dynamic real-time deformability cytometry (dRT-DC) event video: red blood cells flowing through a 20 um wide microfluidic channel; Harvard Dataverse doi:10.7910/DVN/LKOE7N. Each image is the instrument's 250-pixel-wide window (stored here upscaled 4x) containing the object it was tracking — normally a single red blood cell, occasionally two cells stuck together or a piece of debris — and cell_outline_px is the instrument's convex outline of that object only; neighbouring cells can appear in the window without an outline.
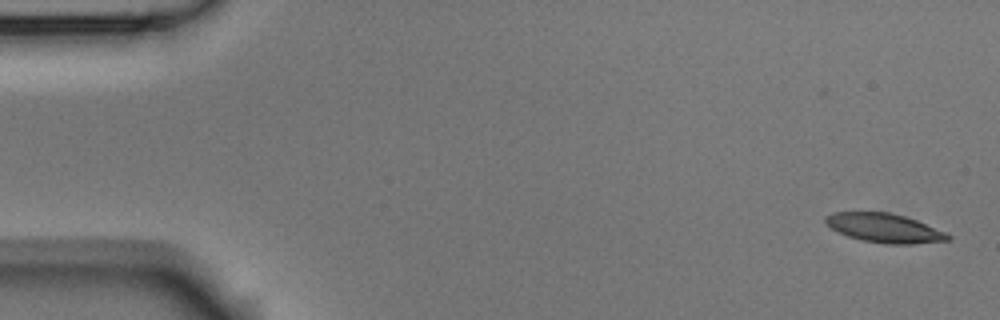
{"species": "Egyptian fruit bat (a non-hibernating species)", "species_latin": "Rousettus aegyptiacus", "temperature_condition": "room temperature", "stored_images_in_passage": 5, "camera_frame_rate_fps": 3000, "um_per_image_px": 0.085, "animal": {"sex": "male"}, "frame": {"image": 1, "passage_image": 1, "time_ms": 0.0, "image_size_px": [1000, 320], "cell_outline_px": [[952, 240], [912, 244], [888, 244], [860, 240], [848, 236], [832, 228], [824, 220], [824, 216], [832, 212], [888, 212], [904, 216], [916, 220], [944, 232], [952, 236]], "centroid_in_image_um": [75.17, 19.38], "position_along_channel_um": 9.8, "area_um2": 20.58}}